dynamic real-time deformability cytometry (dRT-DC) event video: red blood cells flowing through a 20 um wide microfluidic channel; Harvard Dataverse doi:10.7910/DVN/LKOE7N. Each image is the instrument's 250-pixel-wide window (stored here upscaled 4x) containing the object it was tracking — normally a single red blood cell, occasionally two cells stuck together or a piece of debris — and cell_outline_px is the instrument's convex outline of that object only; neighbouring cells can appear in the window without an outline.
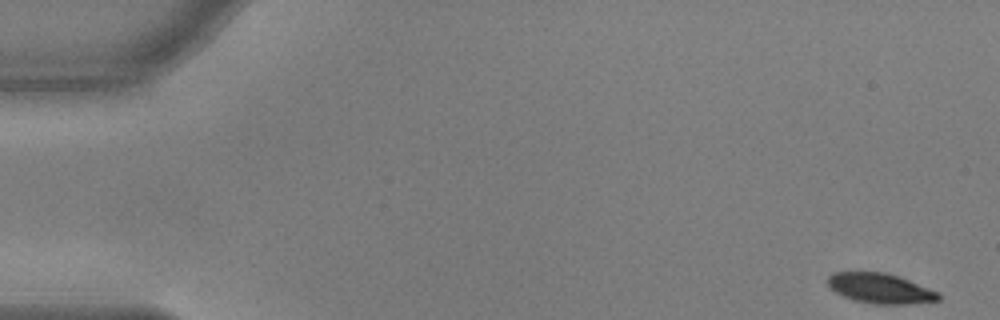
{"species": "common noctule bat (a hibernating species)", "species_latin": "Nyctalus noctula", "temperature_condition": "warm", "stored_images_in_passage": 53, "camera_frame_rate_fps": 3000, "um_per_image_px": 0.085, "animal": {"sex": "male", "body_mass_g": 17.9, "forearm_length_mm": 54.2}, "frame": {"image": 1, "passage_image": 1, "time_ms": 0.0, "image_size_px": [1000, 320], "cell_outline_px": [[940, 300], [908, 304], [876, 304], [856, 300], [844, 296], [836, 292], [828, 284], [828, 276], [832, 272], [884, 272], [900, 276], [940, 292]], "centroid_in_image_um": [74.87, 24.5], "position_along_channel_um": 10.1, "area_um2": 19.36}}
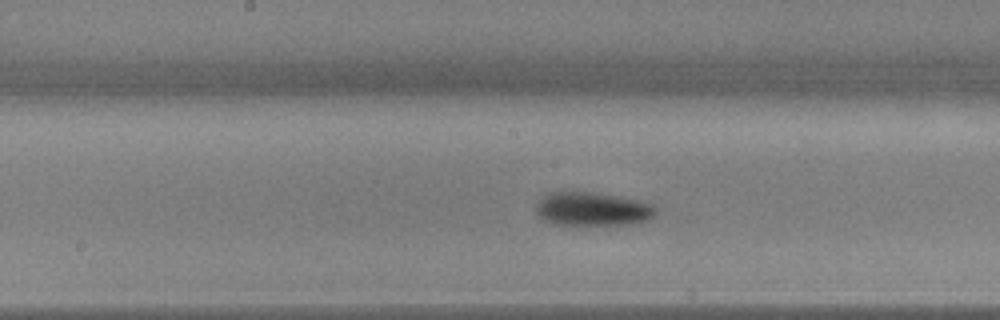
{"frame": {"image": 2, "passage_image": 28, "time_ms": 9.0, "image_size_px": [1000, 320], "cell_outline_px": [[656, 216], [652, 220], [636, 224], [584, 228], [568, 228], [552, 224], [540, 220], [536, 212], [536, 204], [548, 192], [560, 188], [600, 192], [640, 200], [652, 204], [656, 208]], "centroid_in_image_um": [50.32, 17.8], "position_along_channel_um": 197.9, "area_um2": 26.18}}
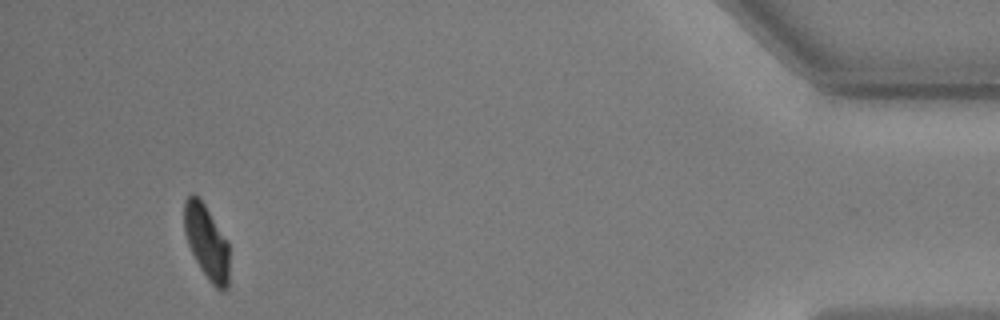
{"frame": {"image": 3, "passage_image": 52, "time_ms": 17.0, "image_size_px": [1000, 320], "cell_outline_px": [[228, 288], [216, 288], [212, 284], [200, 268], [188, 244], [184, 232], [184, 200], [192, 192], [204, 204], [228, 240]], "centroid_in_image_um": [17.55, 20.53], "position_along_channel_um": 417.7, "area_um2": 19.25}, "authors_computed_cell_mechanics": {"area_um2": 22.3108, "velocity_mm_per_s": 3.6026, "shape_relaxation_time_tau1_ms": 1.8222, "shape_relaxation_time_tau2_ms": 4.8509, "deformation_change_tau1": 0.128, "deformation_change_tau2": 0.0692}}